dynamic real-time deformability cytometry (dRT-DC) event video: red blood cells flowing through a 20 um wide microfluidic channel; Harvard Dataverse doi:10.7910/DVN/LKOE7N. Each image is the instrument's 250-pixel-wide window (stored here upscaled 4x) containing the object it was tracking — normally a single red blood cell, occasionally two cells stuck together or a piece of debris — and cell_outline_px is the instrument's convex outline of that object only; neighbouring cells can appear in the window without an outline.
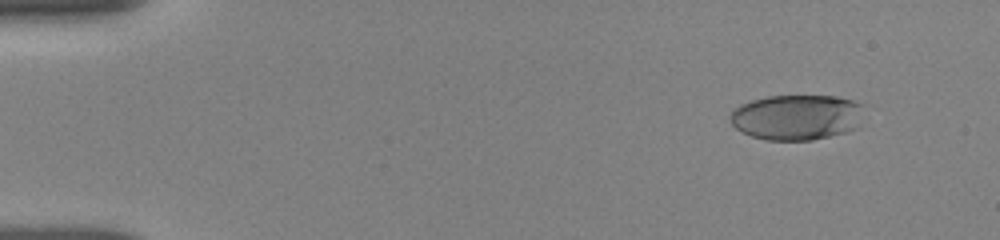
{"species": "human", "species_latin": "Homo sapiens", "temperature_condition": "room temperature", "stored_images_in_passage": 76, "camera_frame_rate_fps": 3000, "um_per_image_px": 0.085, "donor": {"sex": "female"}, "frame": {"image": 1, "passage_image": 3, "time_ms": 0.333, "image_size_px": [1000, 240], "cell_outline_px": [[860, 128], [812, 140], [768, 140], [752, 136], [736, 128], [732, 124], [728, 116], [740, 104], [752, 100], [768, 96], [836, 96], [852, 100], [860, 104]], "centroid_in_image_um": [67.7, 9.96], "position_along_channel_um": 17.3, "area_um2": 35.2}}
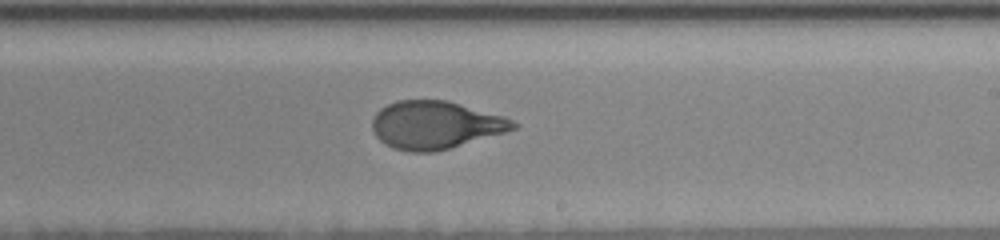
{"frame": {"image": 2, "passage_image": 42, "time_ms": 9.333, "image_size_px": [1000, 240], "cell_outline_px": [[520, 124], [516, 128], [504, 132], [448, 148], [432, 152], [408, 152], [392, 148], [384, 144], [376, 136], [372, 128], [372, 120], [376, 112], [380, 108], [396, 100], [448, 100], [504, 116]], "centroid_in_image_um": [36.97, 10.61], "position_along_channel_um": 252.0, "area_um2": 39.25}}
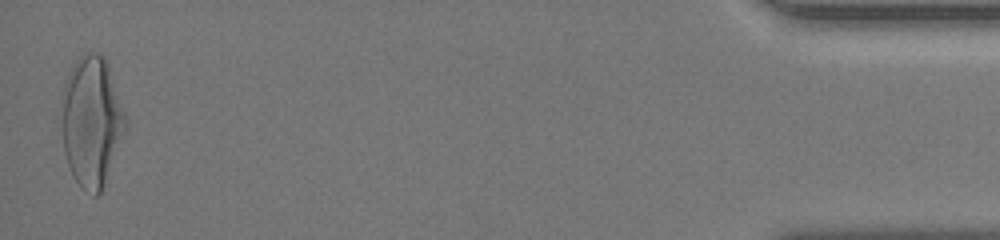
{"frame": {"image": 3, "passage_image": 75, "time_ms": 16.0, "image_size_px": [1000, 240], "cell_outline_px": [[128, 124], [100, 192], [96, 196], [92, 196], [76, 180], [68, 164], [64, 152], [64, 100], [68, 72], [76, 60], [84, 52], [96, 52], [104, 56], [124, 112]], "centroid_in_image_um": [7.81, 10.3], "position_along_channel_um": 427.4, "area_um2": 46.76}, "authors_computed_cell_mechanics": {"area_um2": 39.1306, "velocity_mm_per_s": 3.8533, "shape_relaxation_time_tau1_ms": 3.4446, "shape_relaxation_time_tau2_ms": 0.6949, "deformation_change_tau1": 0.1905, "deformation_change_tau2": 0.0685}}